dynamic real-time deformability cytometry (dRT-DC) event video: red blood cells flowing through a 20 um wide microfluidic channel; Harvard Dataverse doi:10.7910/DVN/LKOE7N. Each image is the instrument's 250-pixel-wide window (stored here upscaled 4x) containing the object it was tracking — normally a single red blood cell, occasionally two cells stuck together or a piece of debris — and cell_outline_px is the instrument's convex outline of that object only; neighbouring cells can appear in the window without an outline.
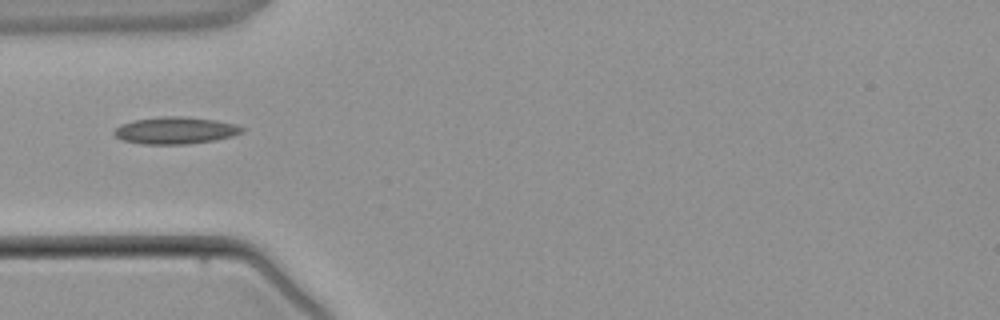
{"species": "common noctule bat (a hibernating species)", "species_latin": "Nyctalus noctula", "temperature_condition": "warm", "stored_images_in_passage": 1, "camera_frame_rate_fps": 3000, "um_per_image_px": 0.085, "animal": {"sex": "male", "body_mass_g": 21.5, "forearm_length_mm": 52.0}, "frame": {"image": 1, "passage_image": 1, "time_ms": 0.0, "image_size_px": [1000, 320], "cell_outline_px": [[244, 132], [232, 136], [216, 140], [184, 144], [144, 144], [124, 140], [116, 136], [112, 132], [120, 124], [132, 120], [160, 116], [180, 116], [216, 120], [232, 124], [244, 128]], "centroid_in_image_um": [14.88, 11.08], "position_along_channel_um": 70.1, "area_um2": 20.06}}